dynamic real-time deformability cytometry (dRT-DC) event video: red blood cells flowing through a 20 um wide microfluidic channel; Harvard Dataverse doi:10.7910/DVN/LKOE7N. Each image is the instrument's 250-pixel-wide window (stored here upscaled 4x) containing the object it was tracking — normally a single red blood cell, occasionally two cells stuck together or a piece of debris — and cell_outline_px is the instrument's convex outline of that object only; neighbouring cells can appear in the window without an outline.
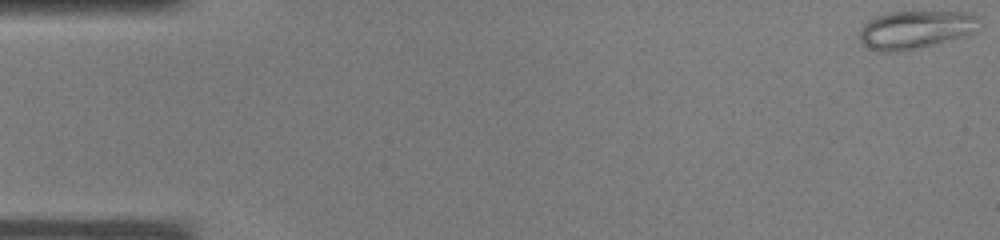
{"species": "common noctule bat (a hibernating species)", "species_latin": "Nyctalus noctula", "temperature_condition": "warm", "stored_images_in_passage": 38, "camera_frame_rate_fps": 3000, "um_per_image_px": 0.085, "animal": {"sex": "male", "body_mass_g": 19.0, "forearm_length_mm": 50.8}, "frame": {"image": 1, "passage_image": 1, "time_ms": 0.0, "image_size_px": [1000, 240], "cell_outline_px": [[980, 20], [972, 32], [960, 36], [916, 48], [896, 52], [880, 52], [868, 48], [860, 40], [860, 32], [864, 24], [868, 20], [876, 16], [892, 12], [972, 12], [980, 16]], "centroid_in_image_um": [77.78, 2.5], "position_along_channel_um": 7.2, "area_um2": 26.07}}
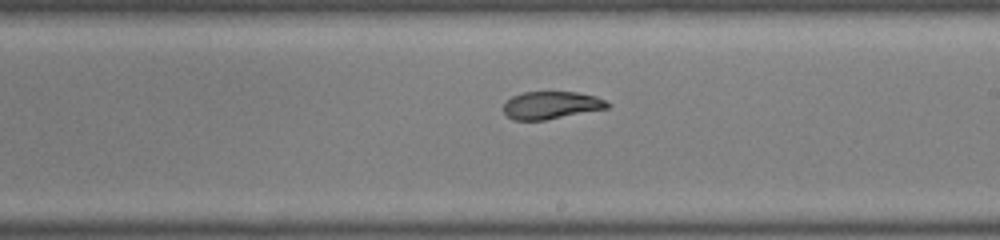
{"frame": {"image": 2, "passage_image": 22, "time_ms": 7.0, "image_size_px": [1000, 240], "cell_outline_px": [[612, 104], [608, 108], [544, 120], [512, 120], [504, 112], [504, 104], [512, 96], [524, 92], [576, 92], [596, 96]], "centroid_in_image_um": [46.86, 8.94], "position_along_channel_um": 242.1, "area_um2": 16.59}}
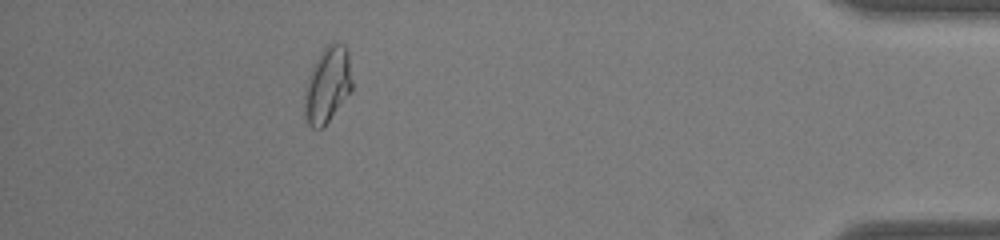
{"frame": {"image": 3, "passage_image": 34, "time_ms": 11.0, "image_size_px": [1000, 240], "cell_outline_px": [[352, 92], [324, 128], [312, 128], [304, 120], [304, 96], [308, 80], [312, 68], [320, 52], [328, 44], [344, 44], [348, 48], [352, 80]], "centroid_in_image_um": [27.86, 7.27], "position_along_channel_um": 407.3, "area_um2": 21.33}}